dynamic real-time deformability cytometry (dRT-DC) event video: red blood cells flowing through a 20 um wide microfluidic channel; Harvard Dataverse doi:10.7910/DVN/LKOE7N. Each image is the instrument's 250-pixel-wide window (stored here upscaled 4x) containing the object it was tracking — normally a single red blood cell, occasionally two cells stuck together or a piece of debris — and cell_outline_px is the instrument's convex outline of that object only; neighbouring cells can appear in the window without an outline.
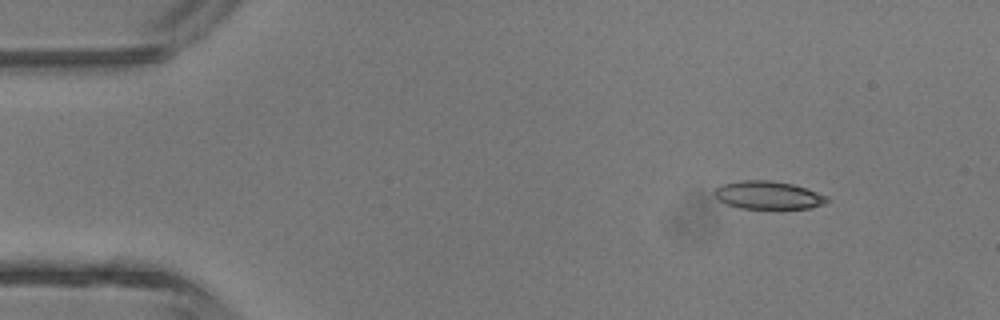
{"species": "common noctule bat (a hibernating species)", "species_latin": "Nyctalus noctula", "temperature_condition": "room temperature", "stored_images_in_passage": 3, "camera_frame_rate_fps": 3000, "um_per_image_px": 0.085, "animal": {"sex": "male", "body_mass_g": 13.3}, "frame": {"image": 1, "passage_image": 1, "time_ms": 0.0, "image_size_px": [1000, 320], "cell_outline_px": [[832, 200], [824, 204], [808, 208], [740, 208], [728, 204], [720, 200], [716, 196], [716, 188], [720, 184], [740, 180], [768, 180], [792, 184], [828, 196]], "centroid_in_image_um": [65.32, 16.58], "position_along_channel_um": 19.7, "area_um2": 18.15}}